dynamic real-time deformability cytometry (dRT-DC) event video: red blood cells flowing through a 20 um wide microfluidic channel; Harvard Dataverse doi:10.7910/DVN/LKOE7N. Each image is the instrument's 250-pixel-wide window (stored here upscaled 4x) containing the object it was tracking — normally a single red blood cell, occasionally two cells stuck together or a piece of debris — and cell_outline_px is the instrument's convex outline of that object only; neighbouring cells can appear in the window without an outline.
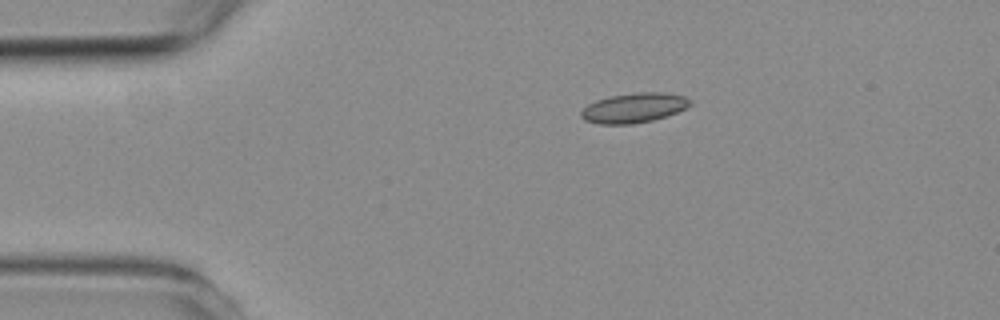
{"species": "common noctule bat (a hibernating species)", "species_latin": "Nyctalus noctula", "temperature_condition": "room temperature", "stored_images_in_passage": 4, "camera_frame_rate_fps": 3000, "um_per_image_px": 0.085, "animal": {"sex": "female", "body_mass_g": 19.3, "forearm_length_mm": 54.1}, "frame": {"image": 1, "passage_image": 1, "time_ms": 0.0, "image_size_px": [1000, 320], "cell_outline_px": [[692, 100], [684, 108], [676, 112], [652, 120], [632, 124], [600, 124], [584, 120], [580, 116], [580, 112], [588, 104], [596, 100], [612, 96], [636, 92], [668, 92], [684, 96]], "centroid_in_image_um": [53.85, 9.16], "position_along_channel_um": 31.1, "area_um2": 18.73}}
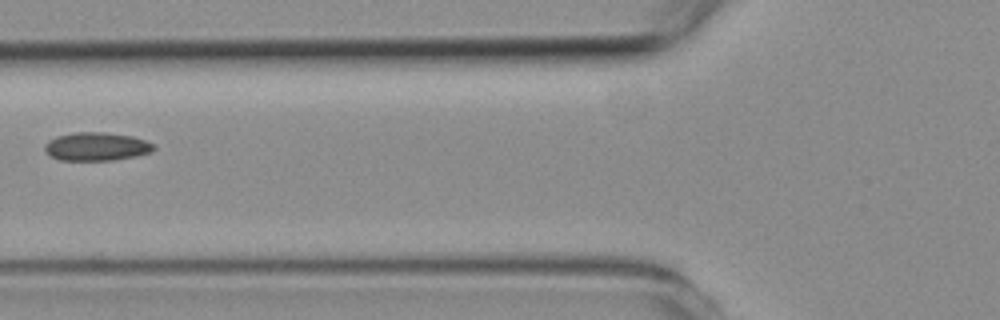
{"frame": {"image": 2, "passage_image": 4, "time_ms": 3.333, "image_size_px": [1000, 320], "cell_outline_px": [[156, 148], [152, 152], [136, 156], [112, 160], [60, 160], [52, 156], [44, 148], [44, 144], [48, 140], [56, 136], [72, 132], [104, 132], [132, 136], [144, 140], [152, 144]], "centroid_in_image_um": [8.19, 12.45], "position_along_channel_um": 117.6, "area_um2": 17.98}}